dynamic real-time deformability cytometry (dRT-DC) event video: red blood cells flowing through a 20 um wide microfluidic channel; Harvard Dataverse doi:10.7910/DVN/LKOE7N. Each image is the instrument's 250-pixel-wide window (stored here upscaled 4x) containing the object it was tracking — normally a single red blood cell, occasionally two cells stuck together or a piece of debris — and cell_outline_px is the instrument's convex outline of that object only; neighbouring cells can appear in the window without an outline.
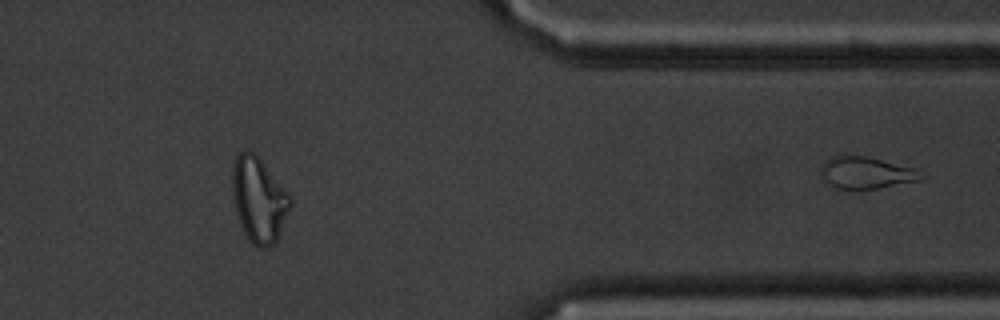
{"species": "common noctule bat (a hibernating species)", "species_latin": "Nyctalus noctula", "temperature_condition": "cold", "stored_images_in_passage": 48, "segment_of_instrument_passage": [2, 2], "camera_frame_rate_fps": 3000, "um_per_image_px": 0.085, "animal": {"sex": "male", "body_mass_g": 20.1, "forearm_length_mm": 53.5}, "frame": {"image": 1, "passage_image": 48, "time_ms": 15.667, "image_size_px": [1000, 320], "cell_outline_px": [[920, 180], [860, 192], [852, 192], [836, 188], [828, 184], [820, 172], [820, 168], [824, 160], [832, 156], [868, 156], [912, 168]], "centroid_in_image_um": [73.47, 14.73], "position_along_channel_um": 337.9, "area_um2": 18.73}}